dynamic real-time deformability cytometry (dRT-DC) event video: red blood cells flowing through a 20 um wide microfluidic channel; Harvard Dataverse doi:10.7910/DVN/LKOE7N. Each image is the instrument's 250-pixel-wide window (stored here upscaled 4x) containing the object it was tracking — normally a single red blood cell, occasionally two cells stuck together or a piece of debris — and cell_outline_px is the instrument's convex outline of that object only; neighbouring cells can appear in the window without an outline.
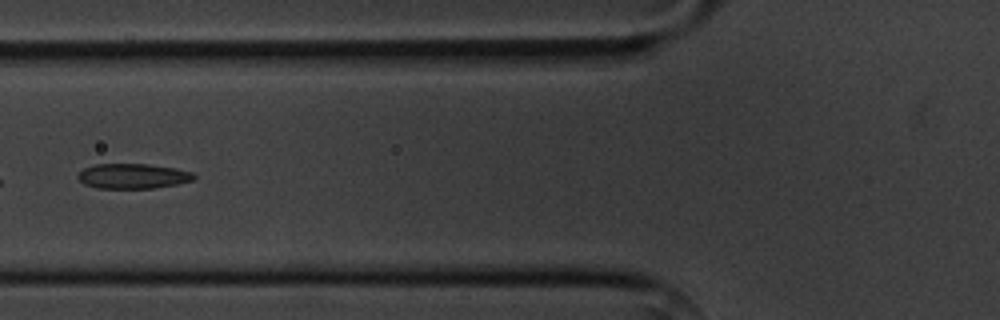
{"species": "common noctule bat (a hibernating species)", "species_latin": "Nyctalus noctula", "temperature_condition": "cold", "stored_images_in_passage": 6, "camera_frame_rate_fps": 3000, "um_per_image_px": 0.085, "animal": {"sex": "male", "body_mass_g": 20.1, "forearm_length_mm": 53.5}, "frame": {"image": 1, "passage_image": 6, "time_ms": 5.667, "image_size_px": [1000, 320], "cell_outline_px": [[196, 176], [192, 180], [176, 184], [152, 188], [100, 188], [84, 184], [76, 176], [84, 168], [96, 164], [148, 164], [176, 168], [192, 172]], "centroid_in_image_um": [11.29, 14.96], "position_along_channel_um": 114.5, "area_um2": 16.76}}